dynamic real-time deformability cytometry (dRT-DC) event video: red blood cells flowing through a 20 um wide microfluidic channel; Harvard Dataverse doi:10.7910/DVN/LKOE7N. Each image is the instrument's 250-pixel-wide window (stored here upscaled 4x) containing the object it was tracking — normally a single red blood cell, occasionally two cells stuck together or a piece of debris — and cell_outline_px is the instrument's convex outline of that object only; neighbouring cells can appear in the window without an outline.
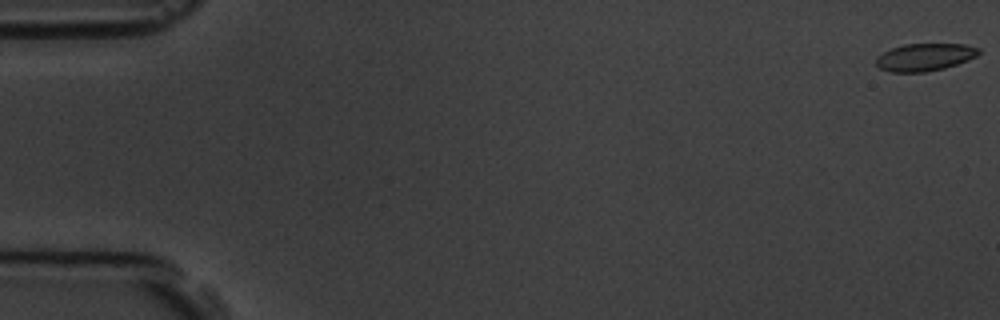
{"species": "common noctule bat (a hibernating species)", "species_latin": "Nyctalus noctula", "temperature_condition": "room temperature", "stored_images_in_passage": 14, "camera_frame_rate_fps": 3000, "um_per_image_px": 0.085, "animal": {"sex": "male", "body_mass_g": 19.5, "forearm_length_mm": 54.6}, "frame": {"image": 1, "passage_image": 1, "time_ms": 0.0, "image_size_px": [1000, 320], "cell_outline_px": [[980, 52], [976, 56], [968, 60], [944, 68], [924, 72], [888, 72], [880, 68], [876, 64], [876, 56], [892, 48], [904, 44], [964, 44], [980, 48]], "centroid_in_image_um": [78.59, 4.85], "position_along_channel_um": 6.4, "area_um2": 16.42}}